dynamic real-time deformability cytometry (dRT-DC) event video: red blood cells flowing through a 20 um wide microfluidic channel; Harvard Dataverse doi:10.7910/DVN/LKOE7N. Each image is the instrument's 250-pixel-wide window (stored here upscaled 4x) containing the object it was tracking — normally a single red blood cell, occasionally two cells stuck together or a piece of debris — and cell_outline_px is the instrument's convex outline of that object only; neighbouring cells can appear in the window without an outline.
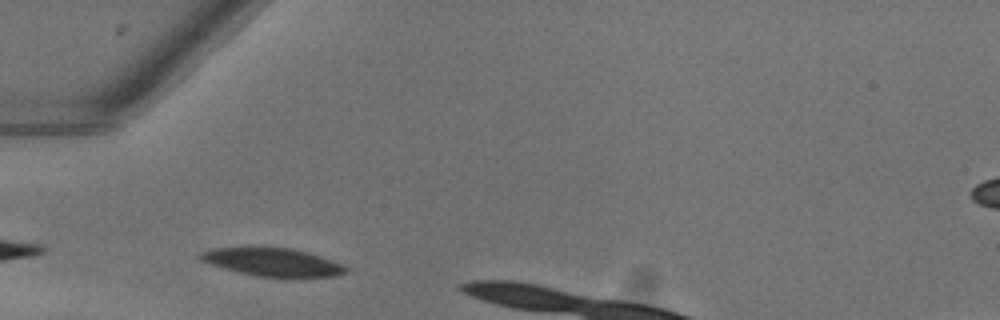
{"species": "common noctule bat (a hibernating species)", "species_latin": "Nyctalus noctula", "temperature_condition": "warm", "stored_images_in_passage": 6, "camera_frame_rate_fps": 3000, "um_per_image_px": 0.085, "animal": {"sex": "female"}, "frame": {"image": 1, "passage_image": 2, "time_ms": 0.333, "image_size_px": [1000, 320], "cell_outline_px": [[348, 272], [336, 276], [256, 276], [224, 268], [200, 260], [196, 256], [200, 252], [212, 248], [292, 248], [308, 252], [344, 264], [348, 268]], "centroid_in_image_um": [23.18, 22.27], "position_along_channel_um": 61.8, "area_um2": 23.35}}